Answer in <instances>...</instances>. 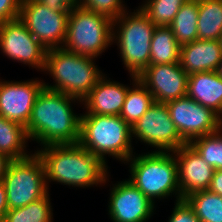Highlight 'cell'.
Instances as JSON below:
<instances>
[{"label": "cell", "mask_w": 222, "mask_h": 222, "mask_svg": "<svg viewBox=\"0 0 222 222\" xmlns=\"http://www.w3.org/2000/svg\"><path fill=\"white\" fill-rule=\"evenodd\" d=\"M198 10L199 0H187L168 26L180 47L197 40Z\"/></svg>", "instance_id": "603a6c76"}, {"label": "cell", "mask_w": 222, "mask_h": 222, "mask_svg": "<svg viewBox=\"0 0 222 222\" xmlns=\"http://www.w3.org/2000/svg\"><path fill=\"white\" fill-rule=\"evenodd\" d=\"M220 43H221V47H222V36L220 37Z\"/></svg>", "instance_id": "8d00e7d4"}, {"label": "cell", "mask_w": 222, "mask_h": 222, "mask_svg": "<svg viewBox=\"0 0 222 222\" xmlns=\"http://www.w3.org/2000/svg\"><path fill=\"white\" fill-rule=\"evenodd\" d=\"M203 160L215 170H222V128L189 143Z\"/></svg>", "instance_id": "83f0119b"}, {"label": "cell", "mask_w": 222, "mask_h": 222, "mask_svg": "<svg viewBox=\"0 0 222 222\" xmlns=\"http://www.w3.org/2000/svg\"><path fill=\"white\" fill-rule=\"evenodd\" d=\"M184 200L193 209L200 222H222V197L211 191H197Z\"/></svg>", "instance_id": "d4e9b609"}, {"label": "cell", "mask_w": 222, "mask_h": 222, "mask_svg": "<svg viewBox=\"0 0 222 222\" xmlns=\"http://www.w3.org/2000/svg\"><path fill=\"white\" fill-rule=\"evenodd\" d=\"M186 96L222 118V75L204 71L188 75Z\"/></svg>", "instance_id": "d6986e66"}, {"label": "cell", "mask_w": 222, "mask_h": 222, "mask_svg": "<svg viewBox=\"0 0 222 222\" xmlns=\"http://www.w3.org/2000/svg\"><path fill=\"white\" fill-rule=\"evenodd\" d=\"M29 141L25 127L0 116V153L11 160L29 157Z\"/></svg>", "instance_id": "ffe728a7"}, {"label": "cell", "mask_w": 222, "mask_h": 222, "mask_svg": "<svg viewBox=\"0 0 222 222\" xmlns=\"http://www.w3.org/2000/svg\"><path fill=\"white\" fill-rule=\"evenodd\" d=\"M168 222H200V220L189 204L182 199L175 202Z\"/></svg>", "instance_id": "f546056e"}, {"label": "cell", "mask_w": 222, "mask_h": 222, "mask_svg": "<svg viewBox=\"0 0 222 222\" xmlns=\"http://www.w3.org/2000/svg\"><path fill=\"white\" fill-rule=\"evenodd\" d=\"M221 57L220 40L197 39L181 46L179 64L188 75L204 71H216Z\"/></svg>", "instance_id": "ac0fdd59"}, {"label": "cell", "mask_w": 222, "mask_h": 222, "mask_svg": "<svg viewBox=\"0 0 222 222\" xmlns=\"http://www.w3.org/2000/svg\"><path fill=\"white\" fill-rule=\"evenodd\" d=\"M218 74L222 75V57L218 66V69L216 70Z\"/></svg>", "instance_id": "d590c367"}, {"label": "cell", "mask_w": 222, "mask_h": 222, "mask_svg": "<svg viewBox=\"0 0 222 222\" xmlns=\"http://www.w3.org/2000/svg\"><path fill=\"white\" fill-rule=\"evenodd\" d=\"M22 0H0V23L18 19Z\"/></svg>", "instance_id": "4dcf8cb0"}, {"label": "cell", "mask_w": 222, "mask_h": 222, "mask_svg": "<svg viewBox=\"0 0 222 222\" xmlns=\"http://www.w3.org/2000/svg\"><path fill=\"white\" fill-rule=\"evenodd\" d=\"M174 155L177 160L181 200L194 192L207 190L215 169L190 144L175 150Z\"/></svg>", "instance_id": "2e32d148"}, {"label": "cell", "mask_w": 222, "mask_h": 222, "mask_svg": "<svg viewBox=\"0 0 222 222\" xmlns=\"http://www.w3.org/2000/svg\"><path fill=\"white\" fill-rule=\"evenodd\" d=\"M132 140V128L119 115H81L78 143L104 163L108 155L125 164L134 155Z\"/></svg>", "instance_id": "277c9868"}, {"label": "cell", "mask_w": 222, "mask_h": 222, "mask_svg": "<svg viewBox=\"0 0 222 222\" xmlns=\"http://www.w3.org/2000/svg\"><path fill=\"white\" fill-rule=\"evenodd\" d=\"M78 102L82 104L74 97L43 87L25 128L30 142L36 141L41 147L78 143L81 114L73 112L72 107Z\"/></svg>", "instance_id": "6da1fadb"}, {"label": "cell", "mask_w": 222, "mask_h": 222, "mask_svg": "<svg viewBox=\"0 0 222 222\" xmlns=\"http://www.w3.org/2000/svg\"><path fill=\"white\" fill-rule=\"evenodd\" d=\"M208 190L222 197V170L214 171Z\"/></svg>", "instance_id": "d6a6232c"}, {"label": "cell", "mask_w": 222, "mask_h": 222, "mask_svg": "<svg viewBox=\"0 0 222 222\" xmlns=\"http://www.w3.org/2000/svg\"><path fill=\"white\" fill-rule=\"evenodd\" d=\"M35 79L19 82L0 79V116L26 128L35 99L44 87V81Z\"/></svg>", "instance_id": "5bb4252c"}, {"label": "cell", "mask_w": 222, "mask_h": 222, "mask_svg": "<svg viewBox=\"0 0 222 222\" xmlns=\"http://www.w3.org/2000/svg\"><path fill=\"white\" fill-rule=\"evenodd\" d=\"M113 20L81 6L69 12L68 28L63 49L98 58L112 43Z\"/></svg>", "instance_id": "52a82bcc"}, {"label": "cell", "mask_w": 222, "mask_h": 222, "mask_svg": "<svg viewBox=\"0 0 222 222\" xmlns=\"http://www.w3.org/2000/svg\"><path fill=\"white\" fill-rule=\"evenodd\" d=\"M8 203L6 196V188L4 183L0 182V222H4L6 213L8 211Z\"/></svg>", "instance_id": "836d02e7"}, {"label": "cell", "mask_w": 222, "mask_h": 222, "mask_svg": "<svg viewBox=\"0 0 222 222\" xmlns=\"http://www.w3.org/2000/svg\"><path fill=\"white\" fill-rule=\"evenodd\" d=\"M180 49L171 29L157 26L151 39L150 65L179 63Z\"/></svg>", "instance_id": "cb8c5ba5"}, {"label": "cell", "mask_w": 222, "mask_h": 222, "mask_svg": "<svg viewBox=\"0 0 222 222\" xmlns=\"http://www.w3.org/2000/svg\"><path fill=\"white\" fill-rule=\"evenodd\" d=\"M110 188L108 215L112 222H146L154 215L157 206L127 179Z\"/></svg>", "instance_id": "4fadbf2b"}, {"label": "cell", "mask_w": 222, "mask_h": 222, "mask_svg": "<svg viewBox=\"0 0 222 222\" xmlns=\"http://www.w3.org/2000/svg\"><path fill=\"white\" fill-rule=\"evenodd\" d=\"M45 167L49 182L72 187L87 188L105 185L109 180L108 165L79 143L48 145L35 150Z\"/></svg>", "instance_id": "7a4b0ae2"}, {"label": "cell", "mask_w": 222, "mask_h": 222, "mask_svg": "<svg viewBox=\"0 0 222 222\" xmlns=\"http://www.w3.org/2000/svg\"><path fill=\"white\" fill-rule=\"evenodd\" d=\"M70 10H54L44 3L22 0L19 20L46 50L62 48Z\"/></svg>", "instance_id": "9c48e42d"}, {"label": "cell", "mask_w": 222, "mask_h": 222, "mask_svg": "<svg viewBox=\"0 0 222 222\" xmlns=\"http://www.w3.org/2000/svg\"><path fill=\"white\" fill-rule=\"evenodd\" d=\"M49 193L24 207L8 210L4 222H53Z\"/></svg>", "instance_id": "484cf974"}, {"label": "cell", "mask_w": 222, "mask_h": 222, "mask_svg": "<svg viewBox=\"0 0 222 222\" xmlns=\"http://www.w3.org/2000/svg\"><path fill=\"white\" fill-rule=\"evenodd\" d=\"M105 75L98 80L89 95L82 101L86 112L81 115H120L129 86L111 81Z\"/></svg>", "instance_id": "e0dca14e"}, {"label": "cell", "mask_w": 222, "mask_h": 222, "mask_svg": "<svg viewBox=\"0 0 222 222\" xmlns=\"http://www.w3.org/2000/svg\"><path fill=\"white\" fill-rule=\"evenodd\" d=\"M138 6L134 12L127 9L113 20L112 43H116L119 56L130 75L138 76L150 65L151 39L155 28Z\"/></svg>", "instance_id": "8992f818"}, {"label": "cell", "mask_w": 222, "mask_h": 222, "mask_svg": "<svg viewBox=\"0 0 222 222\" xmlns=\"http://www.w3.org/2000/svg\"><path fill=\"white\" fill-rule=\"evenodd\" d=\"M133 87H129L120 117L132 128L154 103L152 94L138 80L137 76L130 75Z\"/></svg>", "instance_id": "44dd1931"}, {"label": "cell", "mask_w": 222, "mask_h": 222, "mask_svg": "<svg viewBox=\"0 0 222 222\" xmlns=\"http://www.w3.org/2000/svg\"><path fill=\"white\" fill-rule=\"evenodd\" d=\"M123 0H78V5L114 20L123 14L127 7Z\"/></svg>", "instance_id": "f1b7e54d"}, {"label": "cell", "mask_w": 222, "mask_h": 222, "mask_svg": "<svg viewBox=\"0 0 222 222\" xmlns=\"http://www.w3.org/2000/svg\"><path fill=\"white\" fill-rule=\"evenodd\" d=\"M10 162L11 159L0 153V182L3 181L7 167Z\"/></svg>", "instance_id": "e575fe53"}, {"label": "cell", "mask_w": 222, "mask_h": 222, "mask_svg": "<svg viewBox=\"0 0 222 222\" xmlns=\"http://www.w3.org/2000/svg\"><path fill=\"white\" fill-rule=\"evenodd\" d=\"M44 3L46 6L54 10H71L78 6V0H34Z\"/></svg>", "instance_id": "1f68e13d"}, {"label": "cell", "mask_w": 222, "mask_h": 222, "mask_svg": "<svg viewBox=\"0 0 222 222\" xmlns=\"http://www.w3.org/2000/svg\"><path fill=\"white\" fill-rule=\"evenodd\" d=\"M222 36V0H199L197 39L220 40Z\"/></svg>", "instance_id": "7402d4cb"}, {"label": "cell", "mask_w": 222, "mask_h": 222, "mask_svg": "<svg viewBox=\"0 0 222 222\" xmlns=\"http://www.w3.org/2000/svg\"><path fill=\"white\" fill-rule=\"evenodd\" d=\"M125 163L131 174L127 180L154 204L156 198L163 200L172 195L175 202L181 200L174 152L149 151L133 155Z\"/></svg>", "instance_id": "5b68a950"}, {"label": "cell", "mask_w": 222, "mask_h": 222, "mask_svg": "<svg viewBox=\"0 0 222 222\" xmlns=\"http://www.w3.org/2000/svg\"><path fill=\"white\" fill-rule=\"evenodd\" d=\"M137 77L152 94L154 102L166 103L186 97L188 74L179 63L149 65Z\"/></svg>", "instance_id": "9a60e30c"}, {"label": "cell", "mask_w": 222, "mask_h": 222, "mask_svg": "<svg viewBox=\"0 0 222 222\" xmlns=\"http://www.w3.org/2000/svg\"><path fill=\"white\" fill-rule=\"evenodd\" d=\"M2 182L9 210L24 207L49 193L45 167L35 151L29 157L11 160Z\"/></svg>", "instance_id": "ba28073f"}, {"label": "cell", "mask_w": 222, "mask_h": 222, "mask_svg": "<svg viewBox=\"0 0 222 222\" xmlns=\"http://www.w3.org/2000/svg\"><path fill=\"white\" fill-rule=\"evenodd\" d=\"M0 50L11 60L44 70L47 50L19 18L0 23Z\"/></svg>", "instance_id": "7c38bea8"}, {"label": "cell", "mask_w": 222, "mask_h": 222, "mask_svg": "<svg viewBox=\"0 0 222 222\" xmlns=\"http://www.w3.org/2000/svg\"><path fill=\"white\" fill-rule=\"evenodd\" d=\"M132 137L156 152H174L187 144L172 122L166 103L154 102L133 125Z\"/></svg>", "instance_id": "30bf717a"}, {"label": "cell", "mask_w": 222, "mask_h": 222, "mask_svg": "<svg viewBox=\"0 0 222 222\" xmlns=\"http://www.w3.org/2000/svg\"><path fill=\"white\" fill-rule=\"evenodd\" d=\"M166 106L179 135L187 144L222 128V118L217 113L187 96L166 102Z\"/></svg>", "instance_id": "8fae6325"}, {"label": "cell", "mask_w": 222, "mask_h": 222, "mask_svg": "<svg viewBox=\"0 0 222 222\" xmlns=\"http://www.w3.org/2000/svg\"><path fill=\"white\" fill-rule=\"evenodd\" d=\"M95 60L63 48L47 50L43 71L51 75L54 84L44 82V88L83 101L104 75L95 65Z\"/></svg>", "instance_id": "3957f363"}, {"label": "cell", "mask_w": 222, "mask_h": 222, "mask_svg": "<svg viewBox=\"0 0 222 222\" xmlns=\"http://www.w3.org/2000/svg\"><path fill=\"white\" fill-rule=\"evenodd\" d=\"M187 0H145L139 6L156 26L168 27Z\"/></svg>", "instance_id": "4316f807"}]
</instances>
